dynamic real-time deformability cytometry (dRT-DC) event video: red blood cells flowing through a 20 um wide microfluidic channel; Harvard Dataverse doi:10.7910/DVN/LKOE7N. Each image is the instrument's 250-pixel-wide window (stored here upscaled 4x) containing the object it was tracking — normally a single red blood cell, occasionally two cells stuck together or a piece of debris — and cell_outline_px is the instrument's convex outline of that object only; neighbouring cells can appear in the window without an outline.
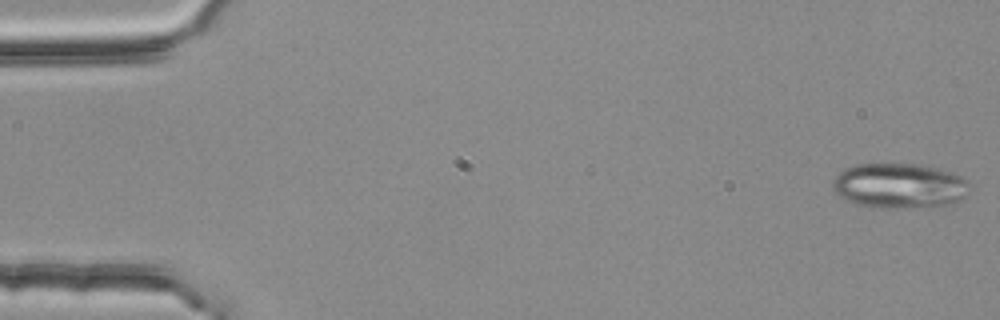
{"species": "common noctule bat (a hibernating species)", "species_latin": "Nyctalus noctula", "temperature_condition": "room temperature", "stored_images_in_passage": 6, "camera_frame_rate_fps": 3000, "um_per_image_px": 0.085, "animal": {"sex": "female", "body_mass_g": 25.1}, "frame": {"image": 1, "passage_image": 1, "time_ms": 0.0, "image_size_px": [1000, 320], "cell_outline_px": [[968, 192], [956, 204], [944, 208], [872, 208], [856, 204], [844, 200], [832, 188], [832, 180], [844, 168], [856, 164], [924, 164], [960, 176], [968, 180]], "centroid_in_image_um": [76.46, 15.83], "position_along_channel_um": 8.5, "area_um2": 36.82}}
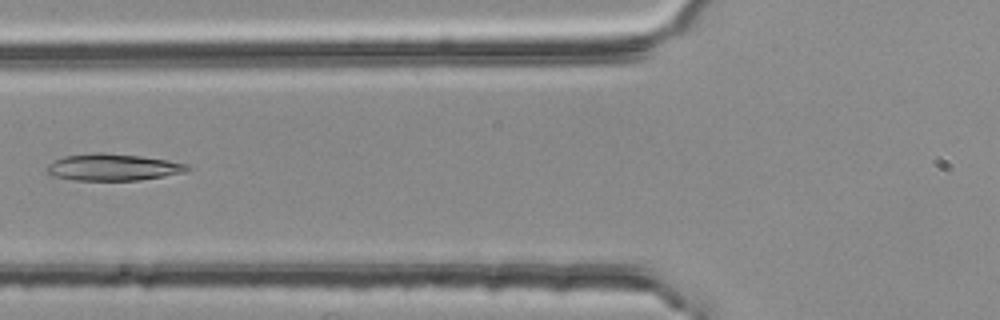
{"frame": {"image": 2, "passage_image": 6, "time_ms": 1.667, "image_size_px": [1000, 320], "cell_outline_px": [[192, 168], [184, 172], [164, 176], [140, 180], [76, 180], [56, 176], [48, 172], [44, 168], [48, 164], [64, 156], [92, 152], [104, 152], [140, 156], [168, 160], [188, 164]], "centroid_in_image_um": [9.62, 14.2], "position_along_channel_um": 116.2, "area_um2": 21.91}}